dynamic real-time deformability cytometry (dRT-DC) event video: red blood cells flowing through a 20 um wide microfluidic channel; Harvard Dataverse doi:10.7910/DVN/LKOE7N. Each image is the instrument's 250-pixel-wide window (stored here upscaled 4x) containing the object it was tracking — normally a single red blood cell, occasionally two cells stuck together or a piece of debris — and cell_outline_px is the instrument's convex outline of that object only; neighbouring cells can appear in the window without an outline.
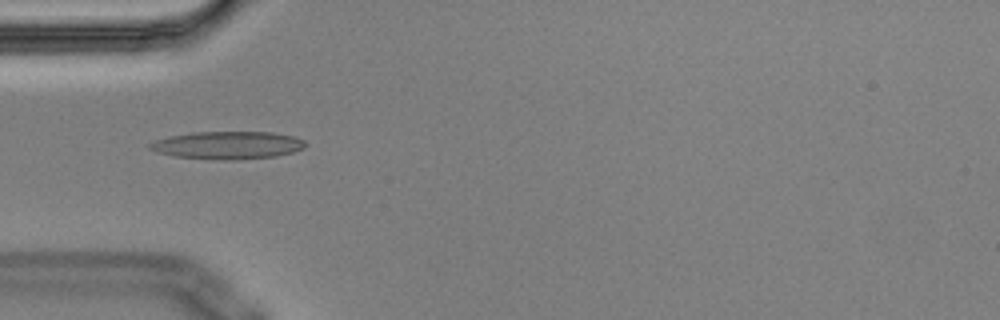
{"species": "Egyptian fruit bat (a non-hibernating species)", "species_latin": "Rousettus aegyptiacus", "temperature_condition": "cold", "stored_images_in_passage": 7, "camera_frame_rate_fps": 3000, "um_per_image_px": 0.085, "animal": {"sex": "male"}, "frame": {"image": 1, "passage_image": 3, "time_ms": 0.667, "image_size_px": [1000, 320], "cell_outline_px": [[304, 148], [292, 152], [276, 156], [240, 160], [224, 160], [172, 156], [156, 152], [148, 148], [148, 144], [156, 140], [168, 136], [192, 132], [272, 132], [296, 136], [304, 140]], "centroid_in_image_um": [19.34, 12.34], "position_along_channel_um": 65.7, "area_um2": 25.32}}
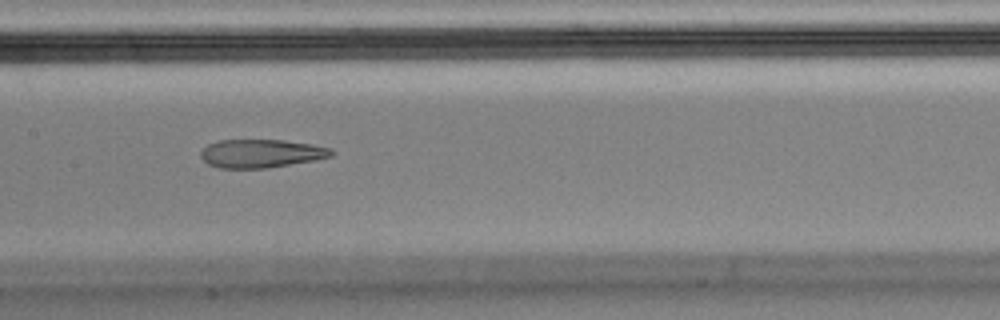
{"frame": {"image": 2, "passage_image": 6, "time_ms": 1.667, "image_size_px": [1000, 320], "cell_outline_px": [[336, 152], [332, 156], [316, 160], [264, 168], [220, 168], [208, 164], [200, 156], [200, 152], [208, 144], [220, 140], [284, 140], [312, 144], [332, 148]], "centroid_in_image_um": [22.23, 13.04], "position_along_channel_um": 185.2, "area_um2": 21.62}}
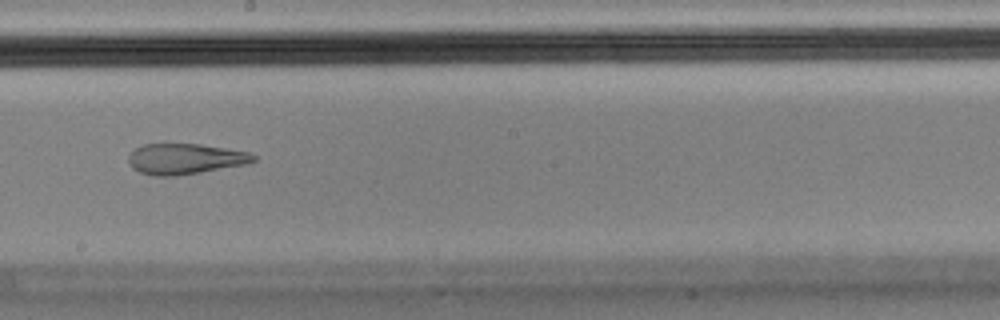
{"frame": {"image": 3, "passage_image": 7, "time_ms": 2.0, "image_size_px": [1000, 320], "cell_outline_px": [[256, 160], [248, 164], [176, 176], [156, 176], [140, 172], [132, 168], [128, 160], [128, 156], [136, 148], [144, 144], [200, 144], [248, 152], [256, 156]], "centroid_in_image_um": [15.74, 13.51], "position_along_channel_um": 232.5, "area_um2": 22.2}}